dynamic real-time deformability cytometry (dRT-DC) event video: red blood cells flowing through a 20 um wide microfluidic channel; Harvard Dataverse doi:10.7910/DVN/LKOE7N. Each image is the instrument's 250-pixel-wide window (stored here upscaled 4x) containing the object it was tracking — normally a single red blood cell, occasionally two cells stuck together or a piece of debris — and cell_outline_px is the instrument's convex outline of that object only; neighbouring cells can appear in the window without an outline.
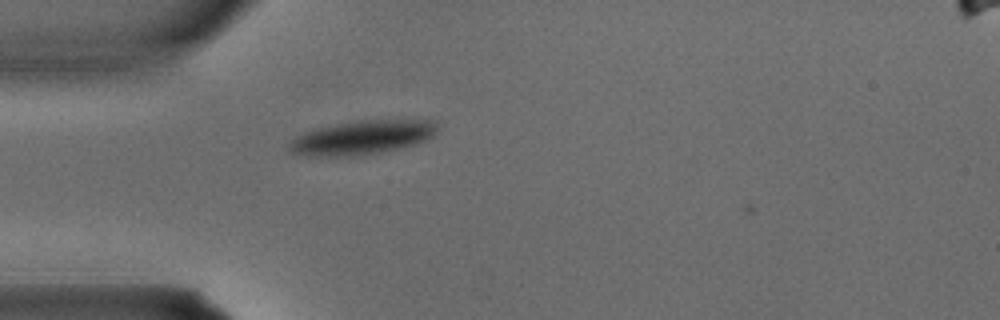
{"species": "common noctule bat (a hibernating species)", "species_latin": "Nyctalus noctula", "temperature_condition": "warm", "stored_images_in_passage": 2, "camera_frame_rate_fps": 3000, "um_per_image_px": 0.085, "animal": {"sex": "male", "body_mass_g": 15.6}, "frame": {"image": 1, "passage_image": 1, "time_ms": 0.0, "image_size_px": [1000, 320], "cell_outline_px": [[436, 132], [428, 140], [416, 144], [384, 152], [360, 156], [308, 156], [292, 152], [288, 148], [288, 144], [296, 136], [320, 128], [336, 124], [360, 120], [436, 120]], "centroid_in_image_um": [30.83, 11.7], "position_along_channel_um": 54.2, "area_um2": 29.25}}